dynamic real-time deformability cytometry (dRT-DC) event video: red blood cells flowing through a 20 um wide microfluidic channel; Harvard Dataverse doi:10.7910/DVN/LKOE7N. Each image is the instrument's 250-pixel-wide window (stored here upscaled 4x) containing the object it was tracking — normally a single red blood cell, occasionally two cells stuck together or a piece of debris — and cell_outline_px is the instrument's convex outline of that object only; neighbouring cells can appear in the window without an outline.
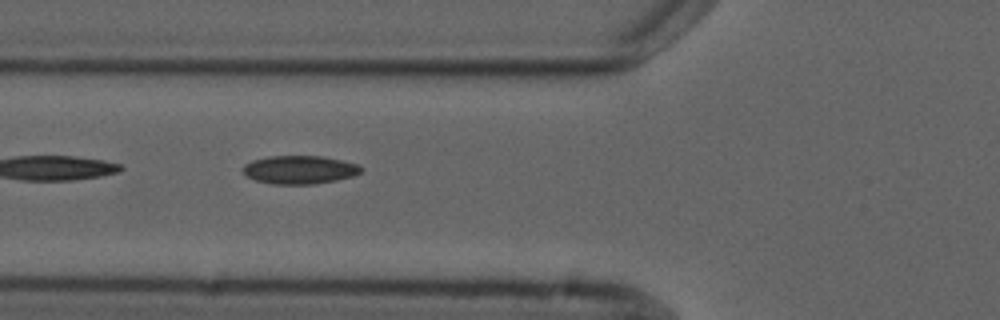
{"species": "common noctule bat (a hibernating species)", "species_latin": "Nyctalus noctula", "temperature_condition": "cold", "stored_images_in_passage": 6, "camera_frame_rate_fps": 3000, "um_per_image_px": 0.085, "animal": {"sex": "male", "forearm_length_mm": 52.5}, "frame": {"image": 1, "passage_image": 5, "time_ms": 4.667, "image_size_px": [1000, 320], "cell_outline_px": [[364, 168], [360, 172], [352, 176], [336, 180], [312, 184], [272, 184], [256, 180], [248, 176], [244, 172], [244, 164], [252, 160], [268, 156], [324, 156], [356, 164]], "centroid_in_image_um": [25.46, 14.42], "position_along_channel_um": 100.3, "area_um2": 19.31}}